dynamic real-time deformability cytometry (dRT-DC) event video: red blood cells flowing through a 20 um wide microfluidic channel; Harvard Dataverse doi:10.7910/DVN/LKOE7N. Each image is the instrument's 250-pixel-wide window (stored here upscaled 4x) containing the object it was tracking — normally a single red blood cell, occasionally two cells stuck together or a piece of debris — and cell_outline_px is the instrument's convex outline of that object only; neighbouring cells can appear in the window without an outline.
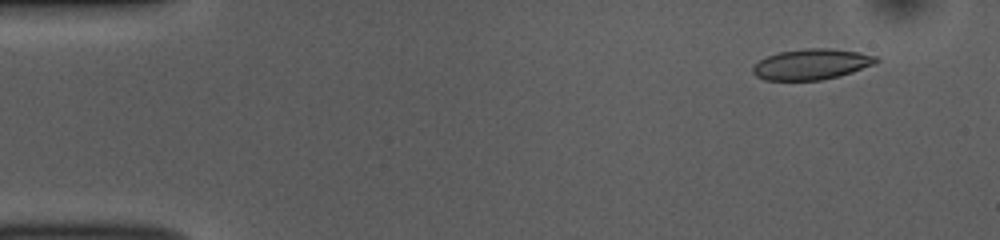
{"species": "common noctule bat (a hibernating species)", "species_latin": "Nyctalus noctula", "temperature_condition": "room temperature", "stored_images_in_passage": 51, "camera_frame_rate_fps": 3000, "um_per_image_px": 0.085, "animal": {"sex": "female", "body_mass_g": 10.0, "forearm_length_mm": 53.1}, "frame": {"image": 1, "passage_image": 4, "time_ms": 1.0, "image_size_px": [1000, 240], "cell_outline_px": [[880, 60], [876, 64], [840, 76], [820, 80], [764, 80], [756, 76], [752, 72], [752, 68], [760, 60], [776, 52], [804, 48], [832, 48], [860, 52], [876, 56]], "centroid_in_image_um": [69.0, 5.45], "position_along_channel_um": 16.0, "area_um2": 22.25}}
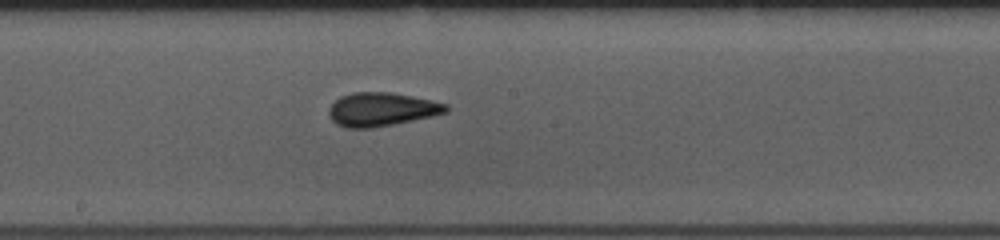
{"frame": {"image": 2, "passage_image": 27, "time_ms": 8.667, "image_size_px": [1000, 240], "cell_outline_px": [[448, 112], [432, 116], [372, 128], [344, 128], [336, 124], [332, 120], [328, 112], [328, 108], [340, 96], [352, 92], [388, 92], [412, 96], [448, 104]], "centroid_in_image_um": [32.4, 9.29], "position_along_channel_um": 215.8, "area_um2": 22.89}}
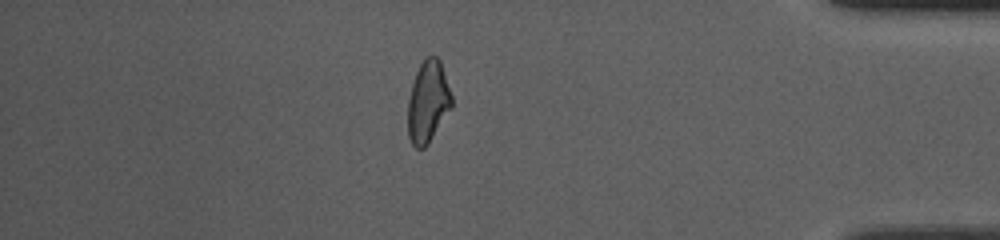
{"frame": {"image": 3, "passage_image": 44, "time_ms": 14.333, "image_size_px": [1000, 240], "cell_outline_px": [[452, 108], [428, 144], [424, 148], [416, 148], [412, 144], [408, 136], [408, 96], [416, 72], [424, 56], [436, 56], [440, 60], [452, 96]], "centroid_in_image_um": [36.37, 8.65], "position_along_channel_um": 398.8, "area_um2": 21.04}, "authors_computed_cell_mechanics": {"area_um2": 22.0796, "velocity_mm_per_s": 3.8671, "shape_relaxation_time_tau1_ms": 4.2319, "shape_relaxation_time_tau2_ms": 1.5064, "deformation_change_tau1": 0.1277, "deformation_change_tau2": 0.0788}}